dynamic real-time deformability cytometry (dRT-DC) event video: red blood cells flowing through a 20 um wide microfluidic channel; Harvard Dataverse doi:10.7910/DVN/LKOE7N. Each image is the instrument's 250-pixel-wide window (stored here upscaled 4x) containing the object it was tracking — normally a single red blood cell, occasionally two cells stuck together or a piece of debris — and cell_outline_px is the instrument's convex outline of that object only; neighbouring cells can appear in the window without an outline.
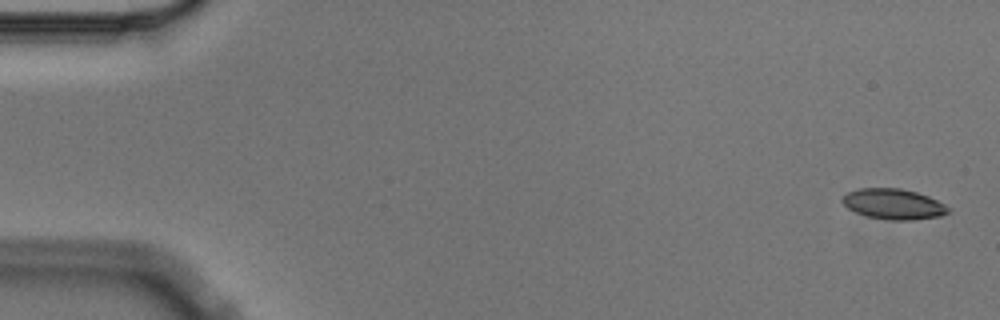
{"species": "Egyptian fruit bat (a non-hibernating species)", "species_latin": "Rousettus aegyptiacus", "temperature_condition": "cold", "stored_images_in_passage": 6, "camera_frame_rate_fps": 3000, "um_per_image_px": 0.085, "animal": {"sex": "male"}, "frame": {"image": 1, "passage_image": 1, "time_ms": 0.0, "image_size_px": [1000, 320], "cell_outline_px": [[952, 208], [948, 212], [940, 216], [912, 220], [892, 220], [868, 216], [856, 212], [848, 208], [840, 200], [848, 192], [860, 188], [900, 188], [916, 192], [928, 196]], "centroid_in_image_um": [75.96, 17.34], "position_along_channel_um": 9.0, "area_um2": 18.67}}